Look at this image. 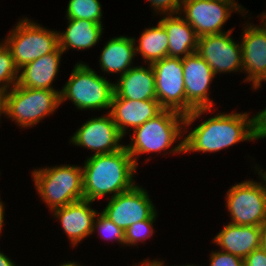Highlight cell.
<instances>
[{
	"instance_id": "obj_1",
	"label": "cell",
	"mask_w": 266,
	"mask_h": 266,
	"mask_svg": "<svg viewBox=\"0 0 266 266\" xmlns=\"http://www.w3.org/2000/svg\"><path fill=\"white\" fill-rule=\"evenodd\" d=\"M212 109H195L184 119V154L188 152L215 153L238 142L255 140L254 115L247 112L217 113L188 132L197 118Z\"/></svg>"
},
{
	"instance_id": "obj_2",
	"label": "cell",
	"mask_w": 266,
	"mask_h": 266,
	"mask_svg": "<svg viewBox=\"0 0 266 266\" xmlns=\"http://www.w3.org/2000/svg\"><path fill=\"white\" fill-rule=\"evenodd\" d=\"M82 169L84 199L92 202L107 195L113 198L138 184L134 182L138 167L125 146L114 153L87 156Z\"/></svg>"
},
{
	"instance_id": "obj_3",
	"label": "cell",
	"mask_w": 266,
	"mask_h": 266,
	"mask_svg": "<svg viewBox=\"0 0 266 266\" xmlns=\"http://www.w3.org/2000/svg\"><path fill=\"white\" fill-rule=\"evenodd\" d=\"M184 119L185 115L179 112L163 109L158 115L135 128L130 133V143L124 146L136 166L138 167V158L142 154H159L162 151L164 155L184 154Z\"/></svg>"
},
{
	"instance_id": "obj_4",
	"label": "cell",
	"mask_w": 266,
	"mask_h": 266,
	"mask_svg": "<svg viewBox=\"0 0 266 266\" xmlns=\"http://www.w3.org/2000/svg\"><path fill=\"white\" fill-rule=\"evenodd\" d=\"M37 194L51 212L84 199L83 169L78 165H59L34 169L31 173Z\"/></svg>"
},
{
	"instance_id": "obj_5",
	"label": "cell",
	"mask_w": 266,
	"mask_h": 266,
	"mask_svg": "<svg viewBox=\"0 0 266 266\" xmlns=\"http://www.w3.org/2000/svg\"><path fill=\"white\" fill-rule=\"evenodd\" d=\"M107 79L97 74L86 63H76L61 89L60 104L69 100L81 111L109 109V112L114 95V82Z\"/></svg>"
},
{
	"instance_id": "obj_6",
	"label": "cell",
	"mask_w": 266,
	"mask_h": 266,
	"mask_svg": "<svg viewBox=\"0 0 266 266\" xmlns=\"http://www.w3.org/2000/svg\"><path fill=\"white\" fill-rule=\"evenodd\" d=\"M61 90L33 89L15 85L4 94L5 117L20 126L34 127L59 109Z\"/></svg>"
},
{
	"instance_id": "obj_7",
	"label": "cell",
	"mask_w": 266,
	"mask_h": 266,
	"mask_svg": "<svg viewBox=\"0 0 266 266\" xmlns=\"http://www.w3.org/2000/svg\"><path fill=\"white\" fill-rule=\"evenodd\" d=\"M4 39L18 69L54 52L59 47L58 32L28 19L21 18Z\"/></svg>"
},
{
	"instance_id": "obj_8",
	"label": "cell",
	"mask_w": 266,
	"mask_h": 266,
	"mask_svg": "<svg viewBox=\"0 0 266 266\" xmlns=\"http://www.w3.org/2000/svg\"><path fill=\"white\" fill-rule=\"evenodd\" d=\"M255 166L262 182L245 180L227 190L225 202L231 224L261 227L266 222V178Z\"/></svg>"
},
{
	"instance_id": "obj_9",
	"label": "cell",
	"mask_w": 266,
	"mask_h": 266,
	"mask_svg": "<svg viewBox=\"0 0 266 266\" xmlns=\"http://www.w3.org/2000/svg\"><path fill=\"white\" fill-rule=\"evenodd\" d=\"M245 9L235 0H182L179 14L200 38L227 32L222 28L231 17V13L239 12L245 17L248 12Z\"/></svg>"
},
{
	"instance_id": "obj_10",
	"label": "cell",
	"mask_w": 266,
	"mask_h": 266,
	"mask_svg": "<svg viewBox=\"0 0 266 266\" xmlns=\"http://www.w3.org/2000/svg\"><path fill=\"white\" fill-rule=\"evenodd\" d=\"M155 73L156 99L163 109L185 115V83L182 58L165 57L151 64Z\"/></svg>"
},
{
	"instance_id": "obj_11",
	"label": "cell",
	"mask_w": 266,
	"mask_h": 266,
	"mask_svg": "<svg viewBox=\"0 0 266 266\" xmlns=\"http://www.w3.org/2000/svg\"><path fill=\"white\" fill-rule=\"evenodd\" d=\"M227 32L205 35L198 39L197 53L207 62L214 74L242 72V46Z\"/></svg>"
},
{
	"instance_id": "obj_12",
	"label": "cell",
	"mask_w": 266,
	"mask_h": 266,
	"mask_svg": "<svg viewBox=\"0 0 266 266\" xmlns=\"http://www.w3.org/2000/svg\"><path fill=\"white\" fill-rule=\"evenodd\" d=\"M157 211L149 193L140 185L109 198L101 211L124 232L132 224L149 219Z\"/></svg>"
},
{
	"instance_id": "obj_13",
	"label": "cell",
	"mask_w": 266,
	"mask_h": 266,
	"mask_svg": "<svg viewBox=\"0 0 266 266\" xmlns=\"http://www.w3.org/2000/svg\"><path fill=\"white\" fill-rule=\"evenodd\" d=\"M185 83V115L195 109H212L209 88L215 74L207 62L194 52L182 58Z\"/></svg>"
},
{
	"instance_id": "obj_14",
	"label": "cell",
	"mask_w": 266,
	"mask_h": 266,
	"mask_svg": "<svg viewBox=\"0 0 266 266\" xmlns=\"http://www.w3.org/2000/svg\"><path fill=\"white\" fill-rule=\"evenodd\" d=\"M122 138L124 139L108 112L84 122L72 135L70 143L94 151L92 155H101L122 149Z\"/></svg>"
},
{
	"instance_id": "obj_15",
	"label": "cell",
	"mask_w": 266,
	"mask_h": 266,
	"mask_svg": "<svg viewBox=\"0 0 266 266\" xmlns=\"http://www.w3.org/2000/svg\"><path fill=\"white\" fill-rule=\"evenodd\" d=\"M92 203L81 199L53 210V218L59 220L71 247L78 246L80 241L93 234V222L98 211L91 207Z\"/></svg>"
},
{
	"instance_id": "obj_16",
	"label": "cell",
	"mask_w": 266,
	"mask_h": 266,
	"mask_svg": "<svg viewBox=\"0 0 266 266\" xmlns=\"http://www.w3.org/2000/svg\"><path fill=\"white\" fill-rule=\"evenodd\" d=\"M163 108L157 100H129L113 97L109 113L123 137L128 134V128L143 125L146 121L158 115Z\"/></svg>"
},
{
	"instance_id": "obj_17",
	"label": "cell",
	"mask_w": 266,
	"mask_h": 266,
	"mask_svg": "<svg viewBox=\"0 0 266 266\" xmlns=\"http://www.w3.org/2000/svg\"><path fill=\"white\" fill-rule=\"evenodd\" d=\"M245 24L240 41L243 73L247 76L243 81L253 84L266 69V31L260 25Z\"/></svg>"
},
{
	"instance_id": "obj_18",
	"label": "cell",
	"mask_w": 266,
	"mask_h": 266,
	"mask_svg": "<svg viewBox=\"0 0 266 266\" xmlns=\"http://www.w3.org/2000/svg\"><path fill=\"white\" fill-rule=\"evenodd\" d=\"M220 250L245 259L255 249L260 248L261 229L258 226H242L227 223L215 235L212 243Z\"/></svg>"
},
{
	"instance_id": "obj_19",
	"label": "cell",
	"mask_w": 266,
	"mask_h": 266,
	"mask_svg": "<svg viewBox=\"0 0 266 266\" xmlns=\"http://www.w3.org/2000/svg\"><path fill=\"white\" fill-rule=\"evenodd\" d=\"M148 67V68H147ZM134 66L114 83L113 97L129 100H157L155 73L151 64Z\"/></svg>"
},
{
	"instance_id": "obj_20",
	"label": "cell",
	"mask_w": 266,
	"mask_h": 266,
	"mask_svg": "<svg viewBox=\"0 0 266 266\" xmlns=\"http://www.w3.org/2000/svg\"><path fill=\"white\" fill-rule=\"evenodd\" d=\"M63 53L58 47L54 52L20 68L17 85L33 89L57 90L52 84L59 73Z\"/></svg>"
},
{
	"instance_id": "obj_21",
	"label": "cell",
	"mask_w": 266,
	"mask_h": 266,
	"mask_svg": "<svg viewBox=\"0 0 266 266\" xmlns=\"http://www.w3.org/2000/svg\"><path fill=\"white\" fill-rule=\"evenodd\" d=\"M159 22L169 37L168 56L184 58L198 48V35L189 23L179 14L162 15Z\"/></svg>"
},
{
	"instance_id": "obj_22",
	"label": "cell",
	"mask_w": 266,
	"mask_h": 266,
	"mask_svg": "<svg viewBox=\"0 0 266 266\" xmlns=\"http://www.w3.org/2000/svg\"><path fill=\"white\" fill-rule=\"evenodd\" d=\"M136 56L134 37L118 36L107 41L99 58L100 69L107 74L120 76L131 69Z\"/></svg>"
},
{
	"instance_id": "obj_23",
	"label": "cell",
	"mask_w": 266,
	"mask_h": 266,
	"mask_svg": "<svg viewBox=\"0 0 266 266\" xmlns=\"http://www.w3.org/2000/svg\"><path fill=\"white\" fill-rule=\"evenodd\" d=\"M65 31H58L59 48L66 53L69 49L87 50L99 42L103 33V24L85 19H67Z\"/></svg>"
},
{
	"instance_id": "obj_24",
	"label": "cell",
	"mask_w": 266,
	"mask_h": 266,
	"mask_svg": "<svg viewBox=\"0 0 266 266\" xmlns=\"http://www.w3.org/2000/svg\"><path fill=\"white\" fill-rule=\"evenodd\" d=\"M134 42L136 54L141 55L146 65L168 56L169 37L159 21L156 26L145 28L139 40L134 38Z\"/></svg>"
},
{
	"instance_id": "obj_25",
	"label": "cell",
	"mask_w": 266,
	"mask_h": 266,
	"mask_svg": "<svg viewBox=\"0 0 266 266\" xmlns=\"http://www.w3.org/2000/svg\"><path fill=\"white\" fill-rule=\"evenodd\" d=\"M66 19H85L102 24V6L99 0H69Z\"/></svg>"
},
{
	"instance_id": "obj_26",
	"label": "cell",
	"mask_w": 266,
	"mask_h": 266,
	"mask_svg": "<svg viewBox=\"0 0 266 266\" xmlns=\"http://www.w3.org/2000/svg\"><path fill=\"white\" fill-rule=\"evenodd\" d=\"M2 42V43H1ZM0 42V93L11 90L18 81L19 69L15 65L10 49L3 40Z\"/></svg>"
},
{
	"instance_id": "obj_27",
	"label": "cell",
	"mask_w": 266,
	"mask_h": 266,
	"mask_svg": "<svg viewBox=\"0 0 266 266\" xmlns=\"http://www.w3.org/2000/svg\"><path fill=\"white\" fill-rule=\"evenodd\" d=\"M157 217L158 212L156 211L149 219L137 222L128 227L125 230V246H137L140 242L143 243L153 236L155 233L153 223H155Z\"/></svg>"
},
{
	"instance_id": "obj_28",
	"label": "cell",
	"mask_w": 266,
	"mask_h": 266,
	"mask_svg": "<svg viewBox=\"0 0 266 266\" xmlns=\"http://www.w3.org/2000/svg\"><path fill=\"white\" fill-rule=\"evenodd\" d=\"M99 232L101 239L117 241L119 244L125 247V232L116 226L109 218H107L102 212L97 213L93 222L92 233Z\"/></svg>"
},
{
	"instance_id": "obj_29",
	"label": "cell",
	"mask_w": 266,
	"mask_h": 266,
	"mask_svg": "<svg viewBox=\"0 0 266 266\" xmlns=\"http://www.w3.org/2000/svg\"><path fill=\"white\" fill-rule=\"evenodd\" d=\"M209 260V266H244L243 259L219 249L211 252Z\"/></svg>"
},
{
	"instance_id": "obj_30",
	"label": "cell",
	"mask_w": 266,
	"mask_h": 266,
	"mask_svg": "<svg viewBox=\"0 0 266 266\" xmlns=\"http://www.w3.org/2000/svg\"><path fill=\"white\" fill-rule=\"evenodd\" d=\"M154 13L160 15L177 14L180 11L182 0H147Z\"/></svg>"
},
{
	"instance_id": "obj_31",
	"label": "cell",
	"mask_w": 266,
	"mask_h": 266,
	"mask_svg": "<svg viewBox=\"0 0 266 266\" xmlns=\"http://www.w3.org/2000/svg\"><path fill=\"white\" fill-rule=\"evenodd\" d=\"M255 141L266 138V107L254 114Z\"/></svg>"
},
{
	"instance_id": "obj_32",
	"label": "cell",
	"mask_w": 266,
	"mask_h": 266,
	"mask_svg": "<svg viewBox=\"0 0 266 266\" xmlns=\"http://www.w3.org/2000/svg\"><path fill=\"white\" fill-rule=\"evenodd\" d=\"M244 266H266V253L260 247L244 259Z\"/></svg>"
},
{
	"instance_id": "obj_33",
	"label": "cell",
	"mask_w": 266,
	"mask_h": 266,
	"mask_svg": "<svg viewBox=\"0 0 266 266\" xmlns=\"http://www.w3.org/2000/svg\"><path fill=\"white\" fill-rule=\"evenodd\" d=\"M6 254L0 251V266H17Z\"/></svg>"
},
{
	"instance_id": "obj_34",
	"label": "cell",
	"mask_w": 266,
	"mask_h": 266,
	"mask_svg": "<svg viewBox=\"0 0 266 266\" xmlns=\"http://www.w3.org/2000/svg\"><path fill=\"white\" fill-rule=\"evenodd\" d=\"M261 229V242L260 247L266 253V222L260 227Z\"/></svg>"
},
{
	"instance_id": "obj_35",
	"label": "cell",
	"mask_w": 266,
	"mask_h": 266,
	"mask_svg": "<svg viewBox=\"0 0 266 266\" xmlns=\"http://www.w3.org/2000/svg\"><path fill=\"white\" fill-rule=\"evenodd\" d=\"M263 81L266 82V69H265L264 73L252 84L251 89H253V91L255 89V91H256L257 89H259L262 86Z\"/></svg>"
},
{
	"instance_id": "obj_36",
	"label": "cell",
	"mask_w": 266,
	"mask_h": 266,
	"mask_svg": "<svg viewBox=\"0 0 266 266\" xmlns=\"http://www.w3.org/2000/svg\"><path fill=\"white\" fill-rule=\"evenodd\" d=\"M4 214H5V206L2 200L0 199V235L4 226Z\"/></svg>"
},
{
	"instance_id": "obj_37",
	"label": "cell",
	"mask_w": 266,
	"mask_h": 266,
	"mask_svg": "<svg viewBox=\"0 0 266 266\" xmlns=\"http://www.w3.org/2000/svg\"><path fill=\"white\" fill-rule=\"evenodd\" d=\"M132 266H160L159 265V260L157 259H153L151 261H149V259L143 260L141 263H139V265H132Z\"/></svg>"
},
{
	"instance_id": "obj_38",
	"label": "cell",
	"mask_w": 266,
	"mask_h": 266,
	"mask_svg": "<svg viewBox=\"0 0 266 266\" xmlns=\"http://www.w3.org/2000/svg\"><path fill=\"white\" fill-rule=\"evenodd\" d=\"M260 16L259 18L262 20L260 26L266 31V12H263Z\"/></svg>"
},
{
	"instance_id": "obj_39",
	"label": "cell",
	"mask_w": 266,
	"mask_h": 266,
	"mask_svg": "<svg viewBox=\"0 0 266 266\" xmlns=\"http://www.w3.org/2000/svg\"><path fill=\"white\" fill-rule=\"evenodd\" d=\"M3 109H4V95L0 93V117L2 116L1 114H3Z\"/></svg>"
},
{
	"instance_id": "obj_40",
	"label": "cell",
	"mask_w": 266,
	"mask_h": 266,
	"mask_svg": "<svg viewBox=\"0 0 266 266\" xmlns=\"http://www.w3.org/2000/svg\"><path fill=\"white\" fill-rule=\"evenodd\" d=\"M59 266H83V265H80V263H78L76 261L75 262L74 261L73 262H71V261L69 262L68 261L67 263L66 262L62 263Z\"/></svg>"
},
{
	"instance_id": "obj_41",
	"label": "cell",
	"mask_w": 266,
	"mask_h": 266,
	"mask_svg": "<svg viewBox=\"0 0 266 266\" xmlns=\"http://www.w3.org/2000/svg\"><path fill=\"white\" fill-rule=\"evenodd\" d=\"M159 265H160V266H167V265H164V262H163L162 260L159 261ZM174 266H175V265H174ZM176 266H177V265H176ZM181 266H198V265H194V264H191V265H190V264H187V265H185V264H184V265H181ZM199 266H200V265H199ZM201 266H202V265H201Z\"/></svg>"
},
{
	"instance_id": "obj_42",
	"label": "cell",
	"mask_w": 266,
	"mask_h": 266,
	"mask_svg": "<svg viewBox=\"0 0 266 266\" xmlns=\"http://www.w3.org/2000/svg\"><path fill=\"white\" fill-rule=\"evenodd\" d=\"M258 169L262 172V174H263L264 177L266 178V171H265V170H262L261 167H259Z\"/></svg>"
}]
</instances>
